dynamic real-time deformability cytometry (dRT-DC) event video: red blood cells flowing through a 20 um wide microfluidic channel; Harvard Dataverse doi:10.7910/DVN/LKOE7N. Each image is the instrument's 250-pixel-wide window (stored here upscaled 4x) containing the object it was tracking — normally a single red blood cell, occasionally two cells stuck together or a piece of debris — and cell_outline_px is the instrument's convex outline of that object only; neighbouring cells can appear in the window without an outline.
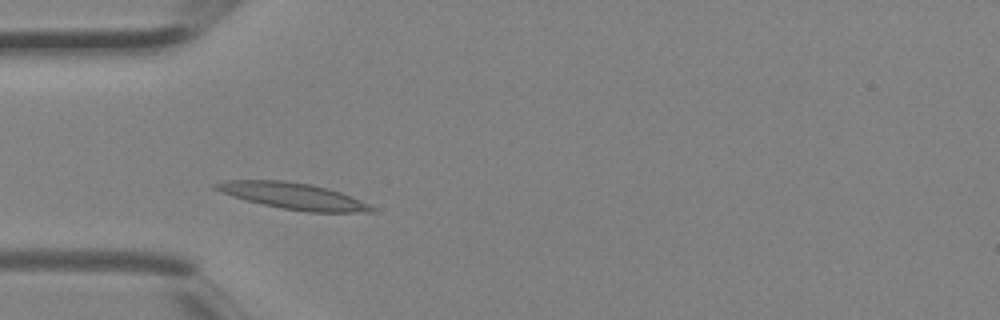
{"species": "Egyptian fruit bat (a non-hibernating species)", "species_latin": "Rousettus aegyptiacus", "temperature_condition": "room temperature", "stored_images_in_passage": 2, "camera_frame_rate_fps": 3000, "um_per_image_px": 0.085, "animal": {"sex": "female"}, "frame": {"image": 1, "passage_image": 2, "time_ms": 0.333, "image_size_px": [1000, 320], "cell_outline_px": [[376, 212], [308, 212], [284, 208], [264, 204], [232, 196], [220, 192], [212, 188], [212, 184], [224, 180], [284, 180], [312, 184], [328, 188], [340, 192], [360, 200], [376, 208]], "centroid_in_image_um": [24.9, 16.64], "position_along_channel_um": 60.1, "area_um2": 23.87}}